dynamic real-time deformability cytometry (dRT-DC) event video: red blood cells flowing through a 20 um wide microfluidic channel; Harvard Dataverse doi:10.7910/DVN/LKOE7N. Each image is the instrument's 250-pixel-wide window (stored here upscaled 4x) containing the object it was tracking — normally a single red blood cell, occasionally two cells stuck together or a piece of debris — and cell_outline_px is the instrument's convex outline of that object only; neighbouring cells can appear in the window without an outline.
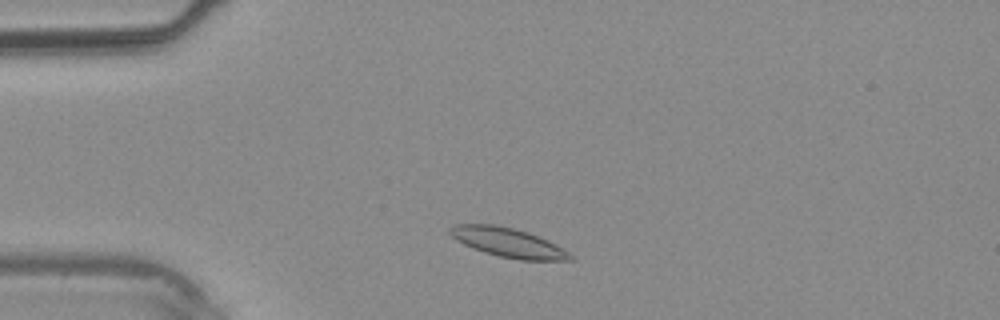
{"species": "common noctule bat (a hibernating species)", "species_latin": "Nyctalus noctula", "temperature_condition": "warm", "stored_images_in_passage": 31, "camera_frame_rate_fps": 3000, "um_per_image_px": 0.085, "animal": {"sex": "male", "body_mass_g": 20.4}, "frame": {"image": 1, "passage_image": 2, "time_ms": 0.333, "image_size_px": [1000, 320], "cell_outline_px": [[572, 260], [520, 260], [500, 256], [484, 252], [464, 244], [456, 240], [448, 232], [448, 228], [452, 224], [496, 224], [528, 232], [548, 240], [556, 244], [568, 252], [572, 256]], "centroid_in_image_um": [43.15, 20.6], "position_along_channel_um": 41.8, "area_um2": 20.4}}
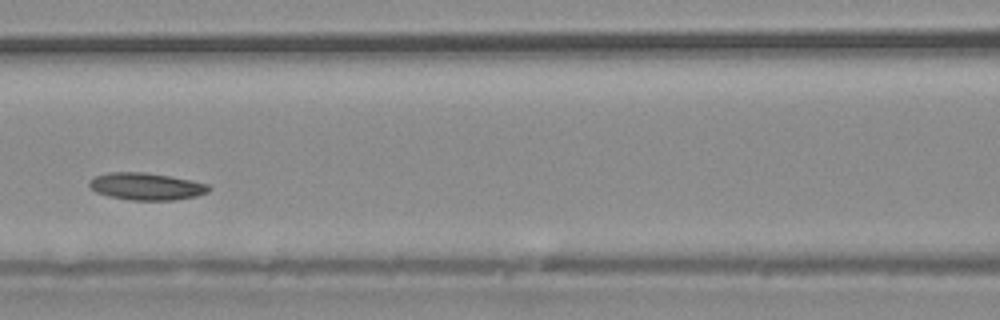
{"frame": {"image": 2, "passage_image": 10, "time_ms": 3.0, "image_size_px": [1000, 320], "cell_outline_px": [[212, 188], [208, 192], [196, 196], [172, 200], [128, 200], [108, 196], [96, 192], [88, 184], [88, 180], [96, 176], [108, 172], [144, 172], [192, 180], [208, 184]], "centroid_in_image_um": [12.43, 15.84], "position_along_channel_um": 154.2, "area_um2": 18.96}}
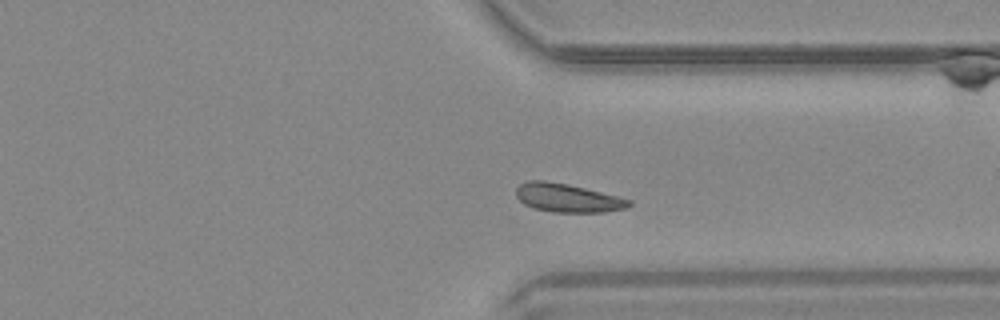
{"frame": {"image": 3, "passage_image": 22, "time_ms": 7.0, "image_size_px": [1000, 320], "cell_outline_px": [[632, 204], [628, 208], [604, 212], [552, 212], [532, 208], [524, 204], [516, 196], [516, 188], [520, 184], [528, 180], [544, 180], [568, 184], [632, 200]], "centroid_in_image_um": [48.23, 16.83], "position_along_channel_um": 363.2, "area_um2": 18.79}}